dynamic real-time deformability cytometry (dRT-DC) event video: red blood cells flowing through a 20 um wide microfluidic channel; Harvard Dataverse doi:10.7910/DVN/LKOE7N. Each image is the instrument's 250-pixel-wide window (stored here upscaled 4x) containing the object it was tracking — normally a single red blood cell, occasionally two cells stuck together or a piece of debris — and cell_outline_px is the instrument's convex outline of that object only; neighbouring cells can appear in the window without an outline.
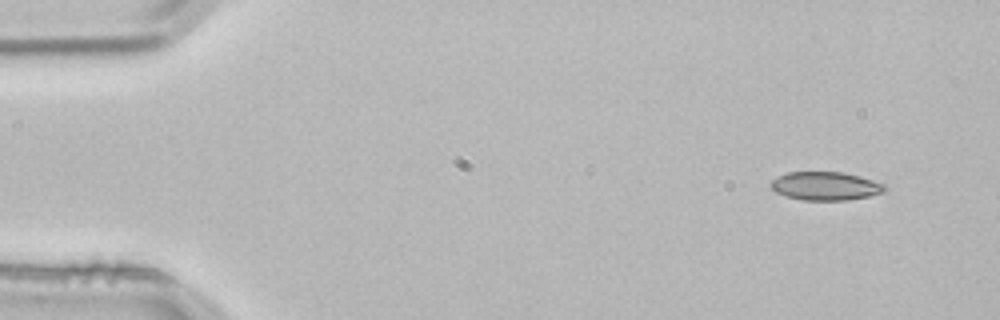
{"species": "common noctule bat (a hibernating species)", "species_latin": "Nyctalus noctula", "temperature_condition": "room temperature", "stored_images_in_passage": 3, "camera_frame_rate_fps": 3000, "um_per_image_px": 0.085, "animal": {"sex": "male", "body_mass_g": 21.5, "forearm_length_mm": 52.0}, "frame": {"image": 1, "passage_image": 1, "time_ms": 0.0, "image_size_px": [1000, 320], "cell_outline_px": [[888, 188], [884, 192], [868, 196], [848, 200], [804, 200], [788, 196], [776, 192], [768, 184], [776, 176], [788, 172], [844, 172], [860, 176], [884, 184]], "centroid_in_image_um": [70.16, 15.8], "position_along_channel_um": 14.8, "area_um2": 18.9}}
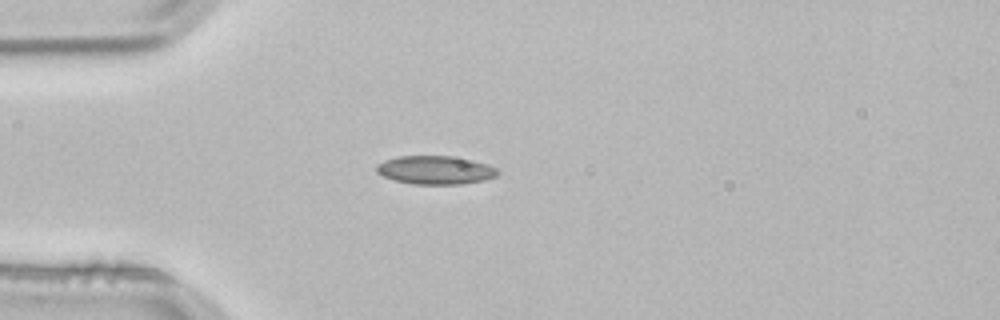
{"frame": {"image": 2, "passage_image": 3, "time_ms": 0.667, "image_size_px": [1000, 320], "cell_outline_px": [[500, 172], [496, 176], [484, 180], [460, 184], [412, 184], [392, 180], [376, 172], [376, 164], [384, 160], [396, 156], [452, 156], [472, 160], [496, 168]], "centroid_in_image_um": [36.95, 14.45], "position_along_channel_um": 48.0, "area_um2": 20.11}}